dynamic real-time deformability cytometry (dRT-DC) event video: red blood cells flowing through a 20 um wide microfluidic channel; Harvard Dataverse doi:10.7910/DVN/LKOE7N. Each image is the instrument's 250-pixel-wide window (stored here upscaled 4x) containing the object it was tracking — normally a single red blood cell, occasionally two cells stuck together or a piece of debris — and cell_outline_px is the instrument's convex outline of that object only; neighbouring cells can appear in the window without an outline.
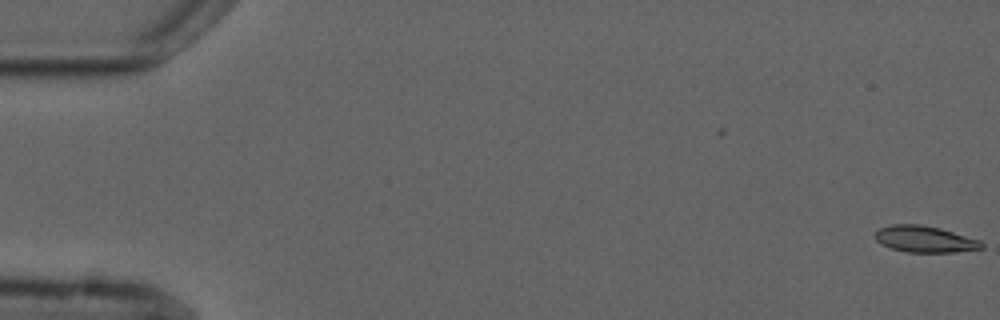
{"species": "common noctule bat (a hibernating species)", "species_latin": "Nyctalus noctula", "temperature_condition": "cold", "stored_images_in_passage": 2, "camera_frame_rate_fps": 3000, "um_per_image_px": 0.085, "animal": {"sex": "male", "forearm_length_mm": 52.5}, "frame": {"image": 1, "passage_image": 2, "time_ms": 1.0, "image_size_px": [1000, 320], "cell_outline_px": [[984, 248], [956, 252], [904, 252], [892, 248], [876, 240], [876, 232], [880, 228], [892, 224], [920, 224], [940, 228], [980, 240], [984, 244]], "centroid_in_image_um": [78.64, 20.33], "position_along_channel_um": 6.4, "area_um2": 16.3}}